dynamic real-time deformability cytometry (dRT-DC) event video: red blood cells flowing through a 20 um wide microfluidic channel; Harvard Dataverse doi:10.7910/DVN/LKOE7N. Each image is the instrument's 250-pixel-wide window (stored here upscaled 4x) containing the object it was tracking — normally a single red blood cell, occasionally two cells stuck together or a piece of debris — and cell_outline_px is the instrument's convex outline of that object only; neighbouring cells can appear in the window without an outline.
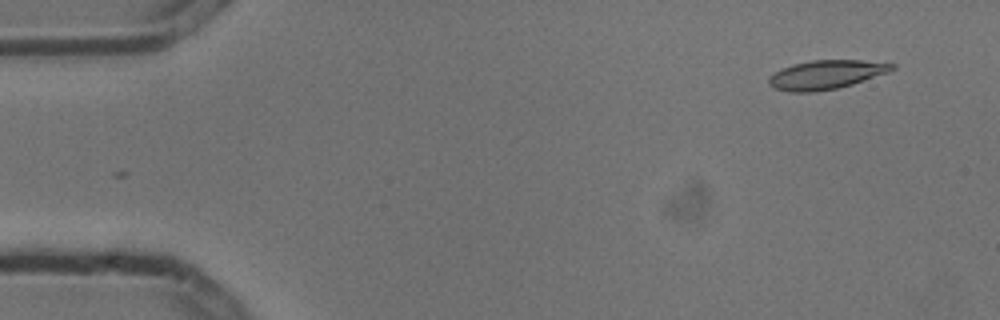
{"species": "common noctule bat (a hibernating species)", "species_latin": "Nyctalus noctula", "temperature_condition": "cold", "stored_images_in_passage": 2, "camera_frame_rate_fps": 3000, "um_per_image_px": 0.085, "animal": {"sex": "male", "body_mass_g": 13.3}, "frame": {"image": 1, "passage_image": 1, "time_ms": 0.0, "image_size_px": [1000, 320], "cell_outline_px": [[896, 68], [888, 72], [852, 84], [836, 88], [812, 92], [788, 92], [776, 88], [768, 84], [768, 76], [792, 64], [812, 60], [864, 60], [896, 64]], "centroid_in_image_um": [70.22, 6.34], "position_along_channel_um": 14.8, "area_um2": 20.63}}